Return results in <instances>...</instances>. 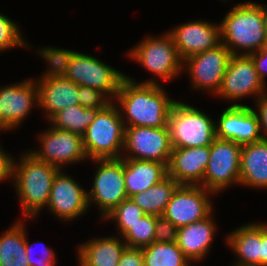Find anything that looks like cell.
Here are the masks:
<instances>
[{"label": "cell", "instance_id": "obj_34", "mask_svg": "<svg viewBox=\"0 0 267 266\" xmlns=\"http://www.w3.org/2000/svg\"><path fill=\"white\" fill-rule=\"evenodd\" d=\"M79 104L85 108L102 110L112 101L101 91L88 86H78Z\"/></svg>", "mask_w": 267, "mask_h": 266}, {"label": "cell", "instance_id": "obj_1", "mask_svg": "<svg viewBox=\"0 0 267 266\" xmlns=\"http://www.w3.org/2000/svg\"><path fill=\"white\" fill-rule=\"evenodd\" d=\"M157 80L137 82L129 75L122 80L113 102L118 104L125 127H168V115L176 100L167 96Z\"/></svg>", "mask_w": 267, "mask_h": 266}, {"label": "cell", "instance_id": "obj_42", "mask_svg": "<svg viewBox=\"0 0 267 266\" xmlns=\"http://www.w3.org/2000/svg\"><path fill=\"white\" fill-rule=\"evenodd\" d=\"M230 266H245V265H239V264H236V263H232V265Z\"/></svg>", "mask_w": 267, "mask_h": 266}, {"label": "cell", "instance_id": "obj_8", "mask_svg": "<svg viewBox=\"0 0 267 266\" xmlns=\"http://www.w3.org/2000/svg\"><path fill=\"white\" fill-rule=\"evenodd\" d=\"M96 171L91 190H87L89 209L91 205L98 207L103 219L123 200L127 199L124 177V159H93Z\"/></svg>", "mask_w": 267, "mask_h": 266}, {"label": "cell", "instance_id": "obj_40", "mask_svg": "<svg viewBox=\"0 0 267 266\" xmlns=\"http://www.w3.org/2000/svg\"><path fill=\"white\" fill-rule=\"evenodd\" d=\"M260 266H267V223L261 222Z\"/></svg>", "mask_w": 267, "mask_h": 266}, {"label": "cell", "instance_id": "obj_11", "mask_svg": "<svg viewBox=\"0 0 267 266\" xmlns=\"http://www.w3.org/2000/svg\"><path fill=\"white\" fill-rule=\"evenodd\" d=\"M172 149L168 127H125L123 159L155 161L168 166Z\"/></svg>", "mask_w": 267, "mask_h": 266}, {"label": "cell", "instance_id": "obj_15", "mask_svg": "<svg viewBox=\"0 0 267 266\" xmlns=\"http://www.w3.org/2000/svg\"><path fill=\"white\" fill-rule=\"evenodd\" d=\"M39 106L35 79L0 86V131L15 130Z\"/></svg>", "mask_w": 267, "mask_h": 266}, {"label": "cell", "instance_id": "obj_41", "mask_svg": "<svg viewBox=\"0 0 267 266\" xmlns=\"http://www.w3.org/2000/svg\"><path fill=\"white\" fill-rule=\"evenodd\" d=\"M262 6V10H263V15H264V20H265V30H266V35H267V5H263Z\"/></svg>", "mask_w": 267, "mask_h": 266}, {"label": "cell", "instance_id": "obj_22", "mask_svg": "<svg viewBox=\"0 0 267 266\" xmlns=\"http://www.w3.org/2000/svg\"><path fill=\"white\" fill-rule=\"evenodd\" d=\"M127 244L122 237H95L78 246V266H118Z\"/></svg>", "mask_w": 267, "mask_h": 266}, {"label": "cell", "instance_id": "obj_38", "mask_svg": "<svg viewBox=\"0 0 267 266\" xmlns=\"http://www.w3.org/2000/svg\"><path fill=\"white\" fill-rule=\"evenodd\" d=\"M256 70L262 80V82L266 84V76H267V45L260 49L258 52L251 53Z\"/></svg>", "mask_w": 267, "mask_h": 266}, {"label": "cell", "instance_id": "obj_12", "mask_svg": "<svg viewBox=\"0 0 267 266\" xmlns=\"http://www.w3.org/2000/svg\"><path fill=\"white\" fill-rule=\"evenodd\" d=\"M230 50L221 42L213 49L193 55L183 61V71H187L193 90H201L214 96L220 90L226 71Z\"/></svg>", "mask_w": 267, "mask_h": 266}, {"label": "cell", "instance_id": "obj_9", "mask_svg": "<svg viewBox=\"0 0 267 266\" xmlns=\"http://www.w3.org/2000/svg\"><path fill=\"white\" fill-rule=\"evenodd\" d=\"M265 92L267 86L262 82L252 57L231 55L220 90L215 96L231 103L234 101L231 106H244L237 101L249 96L257 100Z\"/></svg>", "mask_w": 267, "mask_h": 266}, {"label": "cell", "instance_id": "obj_37", "mask_svg": "<svg viewBox=\"0 0 267 266\" xmlns=\"http://www.w3.org/2000/svg\"><path fill=\"white\" fill-rule=\"evenodd\" d=\"M118 266H144L142 248L126 247Z\"/></svg>", "mask_w": 267, "mask_h": 266}, {"label": "cell", "instance_id": "obj_26", "mask_svg": "<svg viewBox=\"0 0 267 266\" xmlns=\"http://www.w3.org/2000/svg\"><path fill=\"white\" fill-rule=\"evenodd\" d=\"M14 222L0 236V266H29L25 249L27 221L23 218Z\"/></svg>", "mask_w": 267, "mask_h": 266}, {"label": "cell", "instance_id": "obj_19", "mask_svg": "<svg viewBox=\"0 0 267 266\" xmlns=\"http://www.w3.org/2000/svg\"><path fill=\"white\" fill-rule=\"evenodd\" d=\"M215 136L240 145L260 141V124L253 108L249 105L228 106L215 121Z\"/></svg>", "mask_w": 267, "mask_h": 266}, {"label": "cell", "instance_id": "obj_20", "mask_svg": "<svg viewBox=\"0 0 267 266\" xmlns=\"http://www.w3.org/2000/svg\"><path fill=\"white\" fill-rule=\"evenodd\" d=\"M210 145L191 148H173L167 166V175L179 185L203 186L208 165Z\"/></svg>", "mask_w": 267, "mask_h": 266}, {"label": "cell", "instance_id": "obj_7", "mask_svg": "<svg viewBox=\"0 0 267 266\" xmlns=\"http://www.w3.org/2000/svg\"><path fill=\"white\" fill-rule=\"evenodd\" d=\"M130 60L136 61L161 81H170L183 71L177 47L171 34L167 31L155 37L146 36L127 52Z\"/></svg>", "mask_w": 267, "mask_h": 266}, {"label": "cell", "instance_id": "obj_2", "mask_svg": "<svg viewBox=\"0 0 267 266\" xmlns=\"http://www.w3.org/2000/svg\"><path fill=\"white\" fill-rule=\"evenodd\" d=\"M62 75L78 86H88L114 101L126 74L97 57L75 50L42 47L38 50Z\"/></svg>", "mask_w": 267, "mask_h": 266}, {"label": "cell", "instance_id": "obj_16", "mask_svg": "<svg viewBox=\"0 0 267 266\" xmlns=\"http://www.w3.org/2000/svg\"><path fill=\"white\" fill-rule=\"evenodd\" d=\"M39 56L48 64L40 78L36 77L39 108L49 120L58 111L79 104L78 85L62 75L39 51Z\"/></svg>", "mask_w": 267, "mask_h": 266}, {"label": "cell", "instance_id": "obj_36", "mask_svg": "<svg viewBox=\"0 0 267 266\" xmlns=\"http://www.w3.org/2000/svg\"><path fill=\"white\" fill-rule=\"evenodd\" d=\"M255 102L254 113L258 117L262 140L267 142V92L263 93ZM257 106V107H256Z\"/></svg>", "mask_w": 267, "mask_h": 266}, {"label": "cell", "instance_id": "obj_27", "mask_svg": "<svg viewBox=\"0 0 267 266\" xmlns=\"http://www.w3.org/2000/svg\"><path fill=\"white\" fill-rule=\"evenodd\" d=\"M178 186L179 184L172 177L167 175L148 190L136 193L130 198L146 214L162 216Z\"/></svg>", "mask_w": 267, "mask_h": 266}, {"label": "cell", "instance_id": "obj_32", "mask_svg": "<svg viewBox=\"0 0 267 266\" xmlns=\"http://www.w3.org/2000/svg\"><path fill=\"white\" fill-rule=\"evenodd\" d=\"M19 25L8 16L0 13V53L12 48L33 47L29 46L23 35H21Z\"/></svg>", "mask_w": 267, "mask_h": 266}, {"label": "cell", "instance_id": "obj_23", "mask_svg": "<svg viewBox=\"0 0 267 266\" xmlns=\"http://www.w3.org/2000/svg\"><path fill=\"white\" fill-rule=\"evenodd\" d=\"M225 237V243L237 257L234 263L245 266H260L261 221L241 225Z\"/></svg>", "mask_w": 267, "mask_h": 266}, {"label": "cell", "instance_id": "obj_4", "mask_svg": "<svg viewBox=\"0 0 267 266\" xmlns=\"http://www.w3.org/2000/svg\"><path fill=\"white\" fill-rule=\"evenodd\" d=\"M219 24L220 40L232 55H250L267 45L265 20L259 3L235 4Z\"/></svg>", "mask_w": 267, "mask_h": 266}, {"label": "cell", "instance_id": "obj_39", "mask_svg": "<svg viewBox=\"0 0 267 266\" xmlns=\"http://www.w3.org/2000/svg\"><path fill=\"white\" fill-rule=\"evenodd\" d=\"M1 144V143H0ZM12 163L13 158L10 154L0 146V182L10 180L12 181Z\"/></svg>", "mask_w": 267, "mask_h": 266}, {"label": "cell", "instance_id": "obj_35", "mask_svg": "<svg viewBox=\"0 0 267 266\" xmlns=\"http://www.w3.org/2000/svg\"><path fill=\"white\" fill-rule=\"evenodd\" d=\"M178 228L163 215L157 216L154 242L173 243L177 241Z\"/></svg>", "mask_w": 267, "mask_h": 266}, {"label": "cell", "instance_id": "obj_6", "mask_svg": "<svg viewBox=\"0 0 267 266\" xmlns=\"http://www.w3.org/2000/svg\"><path fill=\"white\" fill-rule=\"evenodd\" d=\"M173 148L209 146L215 136V121L203 110L176 100L167 123Z\"/></svg>", "mask_w": 267, "mask_h": 266}, {"label": "cell", "instance_id": "obj_30", "mask_svg": "<svg viewBox=\"0 0 267 266\" xmlns=\"http://www.w3.org/2000/svg\"><path fill=\"white\" fill-rule=\"evenodd\" d=\"M156 215L146 214L121 236L127 247L143 248L154 242Z\"/></svg>", "mask_w": 267, "mask_h": 266}, {"label": "cell", "instance_id": "obj_5", "mask_svg": "<svg viewBox=\"0 0 267 266\" xmlns=\"http://www.w3.org/2000/svg\"><path fill=\"white\" fill-rule=\"evenodd\" d=\"M125 126L117 104L113 101L99 110L82 136L89 160L119 159L124 147Z\"/></svg>", "mask_w": 267, "mask_h": 266}, {"label": "cell", "instance_id": "obj_21", "mask_svg": "<svg viewBox=\"0 0 267 266\" xmlns=\"http://www.w3.org/2000/svg\"><path fill=\"white\" fill-rule=\"evenodd\" d=\"M213 216L211 214L201 221L178 228L176 243L192 265L206 259L207 253H210L217 233Z\"/></svg>", "mask_w": 267, "mask_h": 266}, {"label": "cell", "instance_id": "obj_17", "mask_svg": "<svg viewBox=\"0 0 267 266\" xmlns=\"http://www.w3.org/2000/svg\"><path fill=\"white\" fill-rule=\"evenodd\" d=\"M63 170L53 179L46 209L61 221L70 222L89 211L87 191Z\"/></svg>", "mask_w": 267, "mask_h": 266}, {"label": "cell", "instance_id": "obj_25", "mask_svg": "<svg viewBox=\"0 0 267 266\" xmlns=\"http://www.w3.org/2000/svg\"><path fill=\"white\" fill-rule=\"evenodd\" d=\"M167 176V166L155 161L124 159L125 188L128 198L148 190Z\"/></svg>", "mask_w": 267, "mask_h": 266}, {"label": "cell", "instance_id": "obj_28", "mask_svg": "<svg viewBox=\"0 0 267 266\" xmlns=\"http://www.w3.org/2000/svg\"><path fill=\"white\" fill-rule=\"evenodd\" d=\"M99 110L89 109L77 105H70L58 111L49 120L52 127L70 131L83 136L87 127L93 122Z\"/></svg>", "mask_w": 267, "mask_h": 266}, {"label": "cell", "instance_id": "obj_33", "mask_svg": "<svg viewBox=\"0 0 267 266\" xmlns=\"http://www.w3.org/2000/svg\"><path fill=\"white\" fill-rule=\"evenodd\" d=\"M29 242L30 241H28V236L26 235L25 249L29 266H55L57 264L56 253L54 249L49 248L42 241H35L33 244H29ZM39 243H41V251L39 250L41 254L39 252H36L38 250H35V245Z\"/></svg>", "mask_w": 267, "mask_h": 266}, {"label": "cell", "instance_id": "obj_24", "mask_svg": "<svg viewBox=\"0 0 267 266\" xmlns=\"http://www.w3.org/2000/svg\"><path fill=\"white\" fill-rule=\"evenodd\" d=\"M239 185L255 189H267V142L242 145Z\"/></svg>", "mask_w": 267, "mask_h": 266}, {"label": "cell", "instance_id": "obj_29", "mask_svg": "<svg viewBox=\"0 0 267 266\" xmlns=\"http://www.w3.org/2000/svg\"><path fill=\"white\" fill-rule=\"evenodd\" d=\"M144 266H191L176 242H153L142 248Z\"/></svg>", "mask_w": 267, "mask_h": 266}, {"label": "cell", "instance_id": "obj_3", "mask_svg": "<svg viewBox=\"0 0 267 266\" xmlns=\"http://www.w3.org/2000/svg\"><path fill=\"white\" fill-rule=\"evenodd\" d=\"M19 160L13 158L12 184L20 201L23 217L36 219L46 207L55 175L59 168L23 152ZM43 209V210H42Z\"/></svg>", "mask_w": 267, "mask_h": 266}, {"label": "cell", "instance_id": "obj_14", "mask_svg": "<svg viewBox=\"0 0 267 266\" xmlns=\"http://www.w3.org/2000/svg\"><path fill=\"white\" fill-rule=\"evenodd\" d=\"M211 195L216 194L203 186L179 185L163 216L177 228L201 221L214 213Z\"/></svg>", "mask_w": 267, "mask_h": 266}, {"label": "cell", "instance_id": "obj_13", "mask_svg": "<svg viewBox=\"0 0 267 266\" xmlns=\"http://www.w3.org/2000/svg\"><path fill=\"white\" fill-rule=\"evenodd\" d=\"M38 141L40 148L28 152L36 159L60 170L66 165H74L88 159L83 148L82 136L76 133L50 126L38 134Z\"/></svg>", "mask_w": 267, "mask_h": 266}, {"label": "cell", "instance_id": "obj_31", "mask_svg": "<svg viewBox=\"0 0 267 266\" xmlns=\"http://www.w3.org/2000/svg\"><path fill=\"white\" fill-rule=\"evenodd\" d=\"M144 215L146 213L131 198H127L108 213L103 220H114L118 234L122 236Z\"/></svg>", "mask_w": 267, "mask_h": 266}, {"label": "cell", "instance_id": "obj_10", "mask_svg": "<svg viewBox=\"0 0 267 266\" xmlns=\"http://www.w3.org/2000/svg\"><path fill=\"white\" fill-rule=\"evenodd\" d=\"M242 145L231 140L215 138L210 145L203 187L218 195L232 184L239 185Z\"/></svg>", "mask_w": 267, "mask_h": 266}, {"label": "cell", "instance_id": "obj_18", "mask_svg": "<svg viewBox=\"0 0 267 266\" xmlns=\"http://www.w3.org/2000/svg\"><path fill=\"white\" fill-rule=\"evenodd\" d=\"M182 61L213 49L221 43L220 24L205 20L188 21L168 30Z\"/></svg>", "mask_w": 267, "mask_h": 266}]
</instances>
